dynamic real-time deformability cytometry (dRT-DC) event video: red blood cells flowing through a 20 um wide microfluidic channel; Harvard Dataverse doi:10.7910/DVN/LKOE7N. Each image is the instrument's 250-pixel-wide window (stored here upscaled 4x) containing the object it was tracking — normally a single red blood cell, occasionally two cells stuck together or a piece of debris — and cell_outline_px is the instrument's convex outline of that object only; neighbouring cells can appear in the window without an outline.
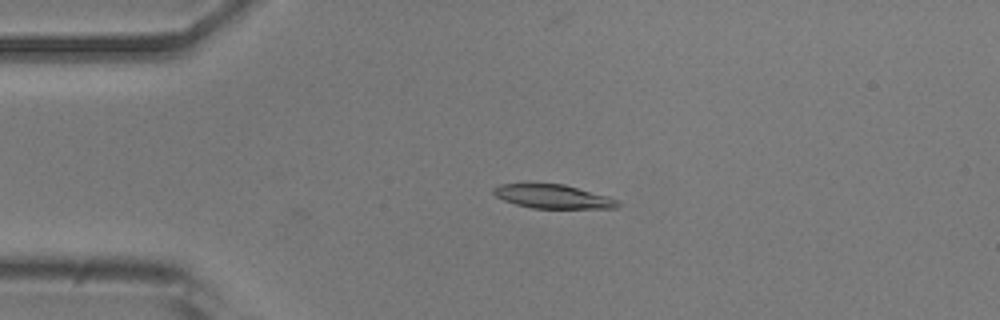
{"species": "common noctule bat (a hibernating species)", "species_latin": "Nyctalus noctula", "temperature_condition": "room temperature", "stored_images_in_passage": 13, "camera_frame_rate_fps": 3000, "um_per_image_px": 0.085, "animal": {"sex": "male", "body_mass_g": 20.5, "forearm_length_mm": 52.5}, "frame": {"image": 1, "passage_image": 5, "time_ms": 1.333, "image_size_px": [1000, 320], "cell_outline_px": [[620, 208], [532, 208], [516, 204], [504, 200], [496, 196], [492, 192], [492, 188], [500, 184], [564, 184], [608, 196], [616, 200], [620, 204]], "centroid_in_image_um": [47.0, 16.7], "position_along_channel_um": 38.0, "area_um2": 17.11}}
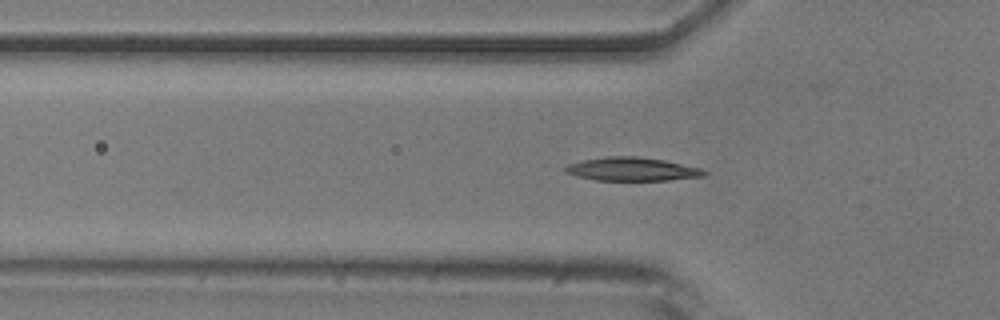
{"frame": {"image": 2, "passage_image": 10, "time_ms": 3.0, "image_size_px": [1000, 320], "cell_outline_px": [[708, 172], [704, 176], [668, 180], [596, 180], [576, 176], [564, 172], [564, 168], [568, 164], [584, 160], [608, 156], [636, 156], [664, 160], [704, 168]], "centroid_in_image_um": [53.76, 14.37], "position_along_channel_um": 72.0, "area_um2": 19.02}}